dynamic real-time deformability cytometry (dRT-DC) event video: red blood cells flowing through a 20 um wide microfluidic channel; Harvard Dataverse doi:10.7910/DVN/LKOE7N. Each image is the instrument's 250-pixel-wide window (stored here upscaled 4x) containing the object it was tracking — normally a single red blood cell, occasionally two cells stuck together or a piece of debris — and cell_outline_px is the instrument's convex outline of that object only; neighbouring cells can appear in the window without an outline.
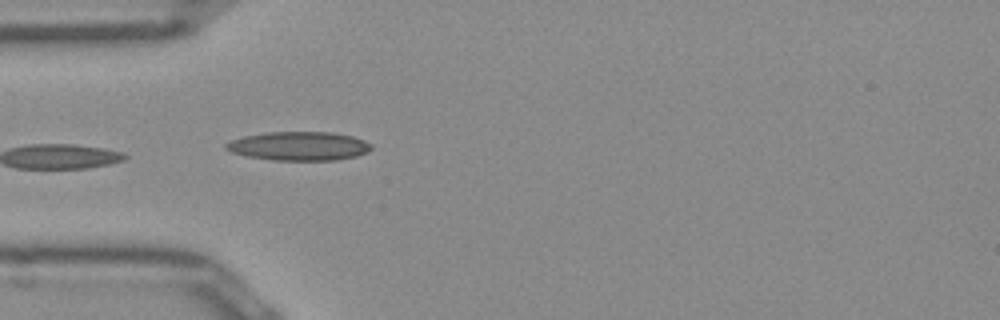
{"species": "Egyptian fruit bat (a non-hibernating species)", "species_latin": "Rousettus aegyptiacus", "temperature_condition": "room temperature", "stored_images_in_passage": 36, "camera_frame_rate_fps": 3000, "um_per_image_px": 0.085, "frame": {"image": 1, "passage_image": 1, "time_ms": 0.0, "image_size_px": [1000, 320], "cell_outline_px": [[372, 148], [356, 156], [336, 160], [272, 160], [248, 156], [232, 152], [224, 148], [224, 144], [232, 140], [244, 136], [268, 132], [332, 132], [352, 136], [364, 140], [372, 144]], "centroid_in_image_um": [25.4, 12.41], "position_along_channel_um": 59.6, "area_um2": 24.28}}
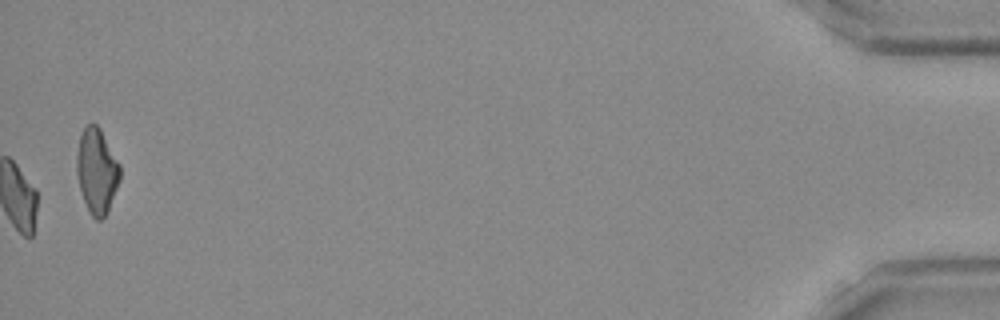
{"frame": {"image": 2, "passage_image": 36, "time_ms": 11.667, "image_size_px": [1000, 320], "cell_outline_px": [[120, 180], [108, 212], [100, 220], [96, 220], [92, 216], [84, 200], [80, 188], [76, 172], [76, 156], [80, 136], [84, 128], [88, 124], [96, 124], [100, 128], [120, 164]], "centroid_in_image_um": [8.23, 14.53], "position_along_channel_um": 427.0, "area_um2": 21.39}, "authors_computed_cell_mechanics": {"area_um2": 16.9354, "velocity_mm_per_s": 3.9597, "shape_relaxation_time_tau1_ms": null, "shape_relaxation_time_tau2_ms": 5.0614, "deformation_change_tau1": null, "deformation_change_tau2": 0.1097}}